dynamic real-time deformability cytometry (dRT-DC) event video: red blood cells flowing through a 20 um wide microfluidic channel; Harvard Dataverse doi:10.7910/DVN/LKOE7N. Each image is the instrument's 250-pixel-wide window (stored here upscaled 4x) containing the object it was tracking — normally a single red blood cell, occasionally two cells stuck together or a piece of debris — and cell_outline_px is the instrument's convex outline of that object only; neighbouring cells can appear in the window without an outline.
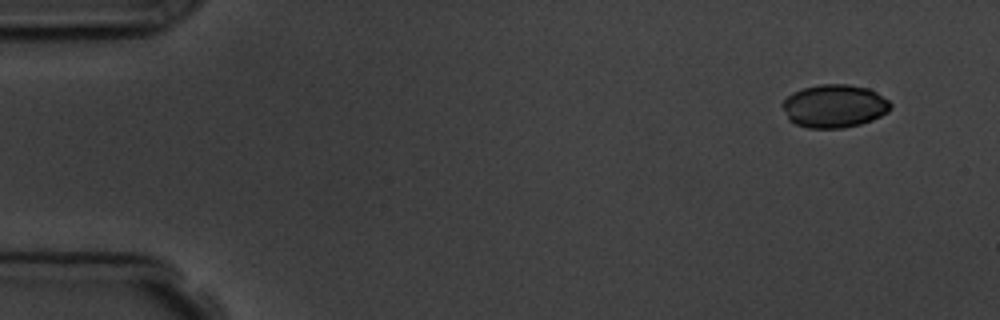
{"species": "common noctule bat (a hibernating species)", "species_latin": "Nyctalus noctula", "temperature_condition": "room temperature", "stored_images_in_passage": 5, "camera_frame_rate_fps": 3000, "um_per_image_px": 0.085, "animal": {"sex": "male", "body_mass_g": 19.5, "forearm_length_mm": 54.6}, "frame": {"image": 1, "passage_image": 1, "time_ms": 0.0, "image_size_px": [1000, 320], "cell_outline_px": [[892, 108], [888, 112], [872, 120], [860, 124], [844, 128], [808, 128], [796, 124], [788, 120], [780, 104], [792, 92], [804, 88], [820, 84], [848, 84], [868, 88], [876, 92], [888, 100], [892, 104]], "centroid_in_image_um": [70.91, 9.02], "position_along_channel_um": 14.1, "area_um2": 27.34}}
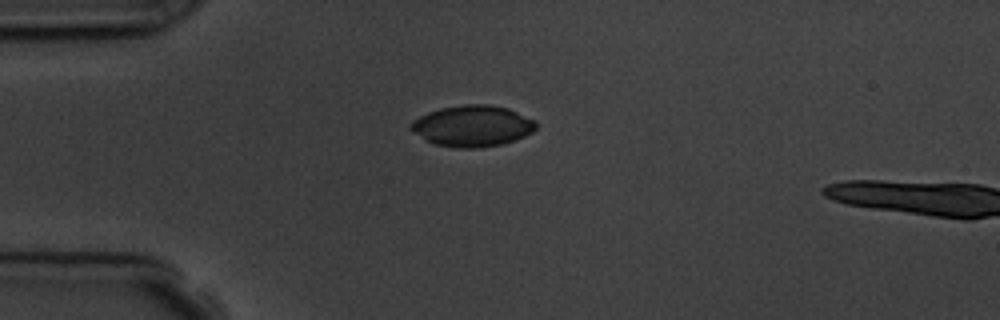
{"frame": {"image": 2, "passage_image": 4, "time_ms": 3.333, "image_size_px": [1000, 320], "cell_outline_px": [[536, 128], [532, 132], [524, 136], [500, 144], [476, 148], [460, 148], [436, 144], [424, 140], [408, 128], [408, 124], [412, 120], [428, 112], [440, 108], [464, 104], [488, 104], [508, 108], [536, 120]], "centroid_in_image_um": [40.12, 10.69], "position_along_channel_um": 44.9, "area_um2": 30.06}}